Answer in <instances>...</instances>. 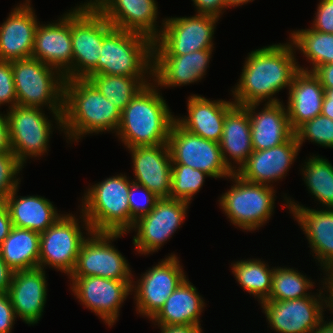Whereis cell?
<instances>
[{
    "mask_svg": "<svg viewBox=\"0 0 333 333\" xmlns=\"http://www.w3.org/2000/svg\"><path fill=\"white\" fill-rule=\"evenodd\" d=\"M55 22L38 24L32 58L59 70L65 80L73 79L71 9Z\"/></svg>",
    "mask_w": 333,
    "mask_h": 333,
    "instance_id": "cell-19",
    "label": "cell"
},
{
    "mask_svg": "<svg viewBox=\"0 0 333 333\" xmlns=\"http://www.w3.org/2000/svg\"><path fill=\"white\" fill-rule=\"evenodd\" d=\"M113 29L88 0L71 7L73 79H86L99 72L102 42Z\"/></svg>",
    "mask_w": 333,
    "mask_h": 333,
    "instance_id": "cell-7",
    "label": "cell"
},
{
    "mask_svg": "<svg viewBox=\"0 0 333 333\" xmlns=\"http://www.w3.org/2000/svg\"><path fill=\"white\" fill-rule=\"evenodd\" d=\"M316 10L311 28L333 34V0H320Z\"/></svg>",
    "mask_w": 333,
    "mask_h": 333,
    "instance_id": "cell-43",
    "label": "cell"
},
{
    "mask_svg": "<svg viewBox=\"0 0 333 333\" xmlns=\"http://www.w3.org/2000/svg\"><path fill=\"white\" fill-rule=\"evenodd\" d=\"M228 179L233 185L218 202L230 223L249 232L265 226L274 213L275 187L247 182L236 173Z\"/></svg>",
    "mask_w": 333,
    "mask_h": 333,
    "instance_id": "cell-6",
    "label": "cell"
},
{
    "mask_svg": "<svg viewBox=\"0 0 333 333\" xmlns=\"http://www.w3.org/2000/svg\"><path fill=\"white\" fill-rule=\"evenodd\" d=\"M254 0H224L226 8H235L247 4Z\"/></svg>",
    "mask_w": 333,
    "mask_h": 333,
    "instance_id": "cell-54",
    "label": "cell"
},
{
    "mask_svg": "<svg viewBox=\"0 0 333 333\" xmlns=\"http://www.w3.org/2000/svg\"><path fill=\"white\" fill-rule=\"evenodd\" d=\"M324 278H321L322 290L324 291L325 296V308L332 312L333 314V266H330L323 270ZM326 292V293H325ZM329 296V297H328Z\"/></svg>",
    "mask_w": 333,
    "mask_h": 333,
    "instance_id": "cell-46",
    "label": "cell"
},
{
    "mask_svg": "<svg viewBox=\"0 0 333 333\" xmlns=\"http://www.w3.org/2000/svg\"><path fill=\"white\" fill-rule=\"evenodd\" d=\"M204 301L197 288L186 278L150 321L157 326H201L200 315L206 307Z\"/></svg>",
    "mask_w": 333,
    "mask_h": 333,
    "instance_id": "cell-30",
    "label": "cell"
},
{
    "mask_svg": "<svg viewBox=\"0 0 333 333\" xmlns=\"http://www.w3.org/2000/svg\"><path fill=\"white\" fill-rule=\"evenodd\" d=\"M14 271L4 262L0 254V293H8Z\"/></svg>",
    "mask_w": 333,
    "mask_h": 333,
    "instance_id": "cell-50",
    "label": "cell"
},
{
    "mask_svg": "<svg viewBox=\"0 0 333 333\" xmlns=\"http://www.w3.org/2000/svg\"><path fill=\"white\" fill-rule=\"evenodd\" d=\"M219 144L225 164L236 173L253 151L249 114L245 106L234 104L227 111Z\"/></svg>",
    "mask_w": 333,
    "mask_h": 333,
    "instance_id": "cell-29",
    "label": "cell"
},
{
    "mask_svg": "<svg viewBox=\"0 0 333 333\" xmlns=\"http://www.w3.org/2000/svg\"><path fill=\"white\" fill-rule=\"evenodd\" d=\"M277 43L252 50L245 58L239 81L232 88L235 104L282 102L277 93L288 89L299 71L293 44ZM275 96V97H274Z\"/></svg>",
    "mask_w": 333,
    "mask_h": 333,
    "instance_id": "cell-1",
    "label": "cell"
},
{
    "mask_svg": "<svg viewBox=\"0 0 333 333\" xmlns=\"http://www.w3.org/2000/svg\"><path fill=\"white\" fill-rule=\"evenodd\" d=\"M315 282L293 267H274L272 288L266 300H293L309 297ZM308 291V292H307Z\"/></svg>",
    "mask_w": 333,
    "mask_h": 333,
    "instance_id": "cell-37",
    "label": "cell"
},
{
    "mask_svg": "<svg viewBox=\"0 0 333 333\" xmlns=\"http://www.w3.org/2000/svg\"><path fill=\"white\" fill-rule=\"evenodd\" d=\"M79 217L82 221L77 215L63 214L53 225L40 233L39 268L45 270L46 266H49L69 277L75 268L83 242L92 232L81 211ZM79 221L83 224H79Z\"/></svg>",
    "mask_w": 333,
    "mask_h": 333,
    "instance_id": "cell-9",
    "label": "cell"
},
{
    "mask_svg": "<svg viewBox=\"0 0 333 333\" xmlns=\"http://www.w3.org/2000/svg\"><path fill=\"white\" fill-rule=\"evenodd\" d=\"M232 273L243 290L252 295L258 303L265 301L271 292L274 267L261 259H241L233 262Z\"/></svg>",
    "mask_w": 333,
    "mask_h": 333,
    "instance_id": "cell-35",
    "label": "cell"
},
{
    "mask_svg": "<svg viewBox=\"0 0 333 333\" xmlns=\"http://www.w3.org/2000/svg\"><path fill=\"white\" fill-rule=\"evenodd\" d=\"M324 99H331V102H333V89L325 90Z\"/></svg>",
    "mask_w": 333,
    "mask_h": 333,
    "instance_id": "cell-55",
    "label": "cell"
},
{
    "mask_svg": "<svg viewBox=\"0 0 333 333\" xmlns=\"http://www.w3.org/2000/svg\"><path fill=\"white\" fill-rule=\"evenodd\" d=\"M18 191V188L13 190L5 200L14 227L42 233L63 215L58 214L49 199L38 195L18 196Z\"/></svg>",
    "mask_w": 333,
    "mask_h": 333,
    "instance_id": "cell-31",
    "label": "cell"
},
{
    "mask_svg": "<svg viewBox=\"0 0 333 333\" xmlns=\"http://www.w3.org/2000/svg\"><path fill=\"white\" fill-rule=\"evenodd\" d=\"M23 168L13 152L0 153V203H5L11 192L19 188L21 179L18 175Z\"/></svg>",
    "mask_w": 333,
    "mask_h": 333,
    "instance_id": "cell-40",
    "label": "cell"
},
{
    "mask_svg": "<svg viewBox=\"0 0 333 333\" xmlns=\"http://www.w3.org/2000/svg\"><path fill=\"white\" fill-rule=\"evenodd\" d=\"M206 177L211 176L187 165L172 164L170 198L191 203L192 198L195 197L204 185Z\"/></svg>",
    "mask_w": 333,
    "mask_h": 333,
    "instance_id": "cell-38",
    "label": "cell"
},
{
    "mask_svg": "<svg viewBox=\"0 0 333 333\" xmlns=\"http://www.w3.org/2000/svg\"><path fill=\"white\" fill-rule=\"evenodd\" d=\"M128 151L133 163L132 181L146 187L159 199L170 198L172 158L168 144L136 146Z\"/></svg>",
    "mask_w": 333,
    "mask_h": 333,
    "instance_id": "cell-21",
    "label": "cell"
},
{
    "mask_svg": "<svg viewBox=\"0 0 333 333\" xmlns=\"http://www.w3.org/2000/svg\"><path fill=\"white\" fill-rule=\"evenodd\" d=\"M325 316L323 315L318 325L314 327L310 333H333V320L325 321Z\"/></svg>",
    "mask_w": 333,
    "mask_h": 333,
    "instance_id": "cell-52",
    "label": "cell"
},
{
    "mask_svg": "<svg viewBox=\"0 0 333 333\" xmlns=\"http://www.w3.org/2000/svg\"><path fill=\"white\" fill-rule=\"evenodd\" d=\"M122 232H91L83 242L74 270L69 277L100 276L118 281H133L127 259L112 242L122 238Z\"/></svg>",
    "mask_w": 333,
    "mask_h": 333,
    "instance_id": "cell-12",
    "label": "cell"
},
{
    "mask_svg": "<svg viewBox=\"0 0 333 333\" xmlns=\"http://www.w3.org/2000/svg\"><path fill=\"white\" fill-rule=\"evenodd\" d=\"M189 205L179 199H158L154 208L138 218L129 231L137 232L132 240L135 251L146 256L161 249L183 224Z\"/></svg>",
    "mask_w": 333,
    "mask_h": 333,
    "instance_id": "cell-14",
    "label": "cell"
},
{
    "mask_svg": "<svg viewBox=\"0 0 333 333\" xmlns=\"http://www.w3.org/2000/svg\"><path fill=\"white\" fill-rule=\"evenodd\" d=\"M312 72L319 79L324 90L333 89V63L321 65Z\"/></svg>",
    "mask_w": 333,
    "mask_h": 333,
    "instance_id": "cell-47",
    "label": "cell"
},
{
    "mask_svg": "<svg viewBox=\"0 0 333 333\" xmlns=\"http://www.w3.org/2000/svg\"><path fill=\"white\" fill-rule=\"evenodd\" d=\"M47 277L42 268L14 271L8 290L16 317L30 325L42 318L47 302Z\"/></svg>",
    "mask_w": 333,
    "mask_h": 333,
    "instance_id": "cell-24",
    "label": "cell"
},
{
    "mask_svg": "<svg viewBox=\"0 0 333 333\" xmlns=\"http://www.w3.org/2000/svg\"><path fill=\"white\" fill-rule=\"evenodd\" d=\"M152 49L150 38L114 28L103 39L97 74L152 77Z\"/></svg>",
    "mask_w": 333,
    "mask_h": 333,
    "instance_id": "cell-8",
    "label": "cell"
},
{
    "mask_svg": "<svg viewBox=\"0 0 333 333\" xmlns=\"http://www.w3.org/2000/svg\"><path fill=\"white\" fill-rule=\"evenodd\" d=\"M175 116L159 88L151 81L121 112L115 135L125 148L168 144Z\"/></svg>",
    "mask_w": 333,
    "mask_h": 333,
    "instance_id": "cell-3",
    "label": "cell"
},
{
    "mask_svg": "<svg viewBox=\"0 0 333 333\" xmlns=\"http://www.w3.org/2000/svg\"><path fill=\"white\" fill-rule=\"evenodd\" d=\"M31 0H25L11 10L0 24V60L13 61L32 57L35 31L39 19Z\"/></svg>",
    "mask_w": 333,
    "mask_h": 333,
    "instance_id": "cell-23",
    "label": "cell"
},
{
    "mask_svg": "<svg viewBox=\"0 0 333 333\" xmlns=\"http://www.w3.org/2000/svg\"><path fill=\"white\" fill-rule=\"evenodd\" d=\"M151 78L95 74L86 79L122 112L138 92L152 81Z\"/></svg>",
    "mask_w": 333,
    "mask_h": 333,
    "instance_id": "cell-34",
    "label": "cell"
},
{
    "mask_svg": "<svg viewBox=\"0 0 333 333\" xmlns=\"http://www.w3.org/2000/svg\"><path fill=\"white\" fill-rule=\"evenodd\" d=\"M300 152L296 135L288 141L266 150H253L247 162L236 172L250 183L273 186L287 176V172ZM272 183V184H271Z\"/></svg>",
    "mask_w": 333,
    "mask_h": 333,
    "instance_id": "cell-22",
    "label": "cell"
},
{
    "mask_svg": "<svg viewBox=\"0 0 333 333\" xmlns=\"http://www.w3.org/2000/svg\"><path fill=\"white\" fill-rule=\"evenodd\" d=\"M303 166L302 179L310 195L323 208H333V165L322 156L310 155Z\"/></svg>",
    "mask_w": 333,
    "mask_h": 333,
    "instance_id": "cell-36",
    "label": "cell"
},
{
    "mask_svg": "<svg viewBox=\"0 0 333 333\" xmlns=\"http://www.w3.org/2000/svg\"><path fill=\"white\" fill-rule=\"evenodd\" d=\"M0 254L13 271L38 268L40 233L13 226L0 245Z\"/></svg>",
    "mask_w": 333,
    "mask_h": 333,
    "instance_id": "cell-32",
    "label": "cell"
},
{
    "mask_svg": "<svg viewBox=\"0 0 333 333\" xmlns=\"http://www.w3.org/2000/svg\"><path fill=\"white\" fill-rule=\"evenodd\" d=\"M8 104V109L17 105V95L13 80L11 61L0 60V106Z\"/></svg>",
    "mask_w": 333,
    "mask_h": 333,
    "instance_id": "cell-42",
    "label": "cell"
},
{
    "mask_svg": "<svg viewBox=\"0 0 333 333\" xmlns=\"http://www.w3.org/2000/svg\"><path fill=\"white\" fill-rule=\"evenodd\" d=\"M288 95L286 108L294 132L321 114L325 90L313 72L299 70L289 87Z\"/></svg>",
    "mask_w": 333,
    "mask_h": 333,
    "instance_id": "cell-28",
    "label": "cell"
},
{
    "mask_svg": "<svg viewBox=\"0 0 333 333\" xmlns=\"http://www.w3.org/2000/svg\"><path fill=\"white\" fill-rule=\"evenodd\" d=\"M259 105L260 103L245 105L249 114L253 150H266L288 141L295 132L290 126L283 101L266 102L261 111L258 110Z\"/></svg>",
    "mask_w": 333,
    "mask_h": 333,
    "instance_id": "cell-26",
    "label": "cell"
},
{
    "mask_svg": "<svg viewBox=\"0 0 333 333\" xmlns=\"http://www.w3.org/2000/svg\"><path fill=\"white\" fill-rule=\"evenodd\" d=\"M172 164L187 165L201 170L211 178H228L233 172L227 167L220 144L204 139L173 122L168 138Z\"/></svg>",
    "mask_w": 333,
    "mask_h": 333,
    "instance_id": "cell-15",
    "label": "cell"
},
{
    "mask_svg": "<svg viewBox=\"0 0 333 333\" xmlns=\"http://www.w3.org/2000/svg\"><path fill=\"white\" fill-rule=\"evenodd\" d=\"M298 144L308 140L325 148H333V120L322 114L305 122L296 131Z\"/></svg>",
    "mask_w": 333,
    "mask_h": 333,
    "instance_id": "cell-39",
    "label": "cell"
},
{
    "mask_svg": "<svg viewBox=\"0 0 333 333\" xmlns=\"http://www.w3.org/2000/svg\"><path fill=\"white\" fill-rule=\"evenodd\" d=\"M6 111L11 151L23 165L30 157L39 158L48 153L55 128L53 122L63 131L62 119H48L42 108L16 105Z\"/></svg>",
    "mask_w": 333,
    "mask_h": 333,
    "instance_id": "cell-11",
    "label": "cell"
},
{
    "mask_svg": "<svg viewBox=\"0 0 333 333\" xmlns=\"http://www.w3.org/2000/svg\"><path fill=\"white\" fill-rule=\"evenodd\" d=\"M12 152L9 138L8 119L0 112V153Z\"/></svg>",
    "mask_w": 333,
    "mask_h": 333,
    "instance_id": "cell-49",
    "label": "cell"
},
{
    "mask_svg": "<svg viewBox=\"0 0 333 333\" xmlns=\"http://www.w3.org/2000/svg\"><path fill=\"white\" fill-rule=\"evenodd\" d=\"M289 35L294 49L310 62V69L298 65L299 70L312 72L321 65L333 63V34L318 32L310 27L293 30Z\"/></svg>",
    "mask_w": 333,
    "mask_h": 333,
    "instance_id": "cell-33",
    "label": "cell"
},
{
    "mask_svg": "<svg viewBox=\"0 0 333 333\" xmlns=\"http://www.w3.org/2000/svg\"><path fill=\"white\" fill-rule=\"evenodd\" d=\"M187 102V116H176L175 121L195 135L220 143L226 113L235 102L210 100L197 94H191Z\"/></svg>",
    "mask_w": 333,
    "mask_h": 333,
    "instance_id": "cell-27",
    "label": "cell"
},
{
    "mask_svg": "<svg viewBox=\"0 0 333 333\" xmlns=\"http://www.w3.org/2000/svg\"><path fill=\"white\" fill-rule=\"evenodd\" d=\"M128 197L131 229L138 218L148 214L154 208V205L159 198L146 187L135 184L134 182L130 185Z\"/></svg>",
    "mask_w": 333,
    "mask_h": 333,
    "instance_id": "cell-41",
    "label": "cell"
},
{
    "mask_svg": "<svg viewBox=\"0 0 333 333\" xmlns=\"http://www.w3.org/2000/svg\"><path fill=\"white\" fill-rule=\"evenodd\" d=\"M16 318L8 293H0V333H12Z\"/></svg>",
    "mask_w": 333,
    "mask_h": 333,
    "instance_id": "cell-44",
    "label": "cell"
},
{
    "mask_svg": "<svg viewBox=\"0 0 333 333\" xmlns=\"http://www.w3.org/2000/svg\"><path fill=\"white\" fill-rule=\"evenodd\" d=\"M219 17L197 14L167 17L160 35L153 41L152 56H179L213 49V35Z\"/></svg>",
    "mask_w": 333,
    "mask_h": 333,
    "instance_id": "cell-10",
    "label": "cell"
},
{
    "mask_svg": "<svg viewBox=\"0 0 333 333\" xmlns=\"http://www.w3.org/2000/svg\"><path fill=\"white\" fill-rule=\"evenodd\" d=\"M215 49L179 56H152V82L161 89L199 82L206 75Z\"/></svg>",
    "mask_w": 333,
    "mask_h": 333,
    "instance_id": "cell-25",
    "label": "cell"
},
{
    "mask_svg": "<svg viewBox=\"0 0 333 333\" xmlns=\"http://www.w3.org/2000/svg\"><path fill=\"white\" fill-rule=\"evenodd\" d=\"M179 259L175 253H171L142 273L137 281L133 279L131 295L134 294L137 314L151 320L164 306L166 299L187 278Z\"/></svg>",
    "mask_w": 333,
    "mask_h": 333,
    "instance_id": "cell-13",
    "label": "cell"
},
{
    "mask_svg": "<svg viewBox=\"0 0 333 333\" xmlns=\"http://www.w3.org/2000/svg\"><path fill=\"white\" fill-rule=\"evenodd\" d=\"M284 206L305 234L318 266L323 270L333 266V208L312 209L287 197Z\"/></svg>",
    "mask_w": 333,
    "mask_h": 333,
    "instance_id": "cell-20",
    "label": "cell"
},
{
    "mask_svg": "<svg viewBox=\"0 0 333 333\" xmlns=\"http://www.w3.org/2000/svg\"><path fill=\"white\" fill-rule=\"evenodd\" d=\"M89 2L114 27L140 33L154 41L163 28L157 23L156 0H89ZM159 27V28H158Z\"/></svg>",
    "mask_w": 333,
    "mask_h": 333,
    "instance_id": "cell-18",
    "label": "cell"
},
{
    "mask_svg": "<svg viewBox=\"0 0 333 333\" xmlns=\"http://www.w3.org/2000/svg\"><path fill=\"white\" fill-rule=\"evenodd\" d=\"M120 120L121 112L87 79L65 80L62 124L70 143L93 133H116Z\"/></svg>",
    "mask_w": 333,
    "mask_h": 333,
    "instance_id": "cell-2",
    "label": "cell"
},
{
    "mask_svg": "<svg viewBox=\"0 0 333 333\" xmlns=\"http://www.w3.org/2000/svg\"><path fill=\"white\" fill-rule=\"evenodd\" d=\"M70 290L85 308L111 328L118 321L120 308L131 294L132 281H118L100 276L68 277Z\"/></svg>",
    "mask_w": 333,
    "mask_h": 333,
    "instance_id": "cell-16",
    "label": "cell"
},
{
    "mask_svg": "<svg viewBox=\"0 0 333 333\" xmlns=\"http://www.w3.org/2000/svg\"><path fill=\"white\" fill-rule=\"evenodd\" d=\"M132 183L120 173L86 188L80 210L93 232L129 233L128 194Z\"/></svg>",
    "mask_w": 333,
    "mask_h": 333,
    "instance_id": "cell-4",
    "label": "cell"
},
{
    "mask_svg": "<svg viewBox=\"0 0 333 333\" xmlns=\"http://www.w3.org/2000/svg\"><path fill=\"white\" fill-rule=\"evenodd\" d=\"M321 114L333 120V102H331V99L323 100Z\"/></svg>",
    "mask_w": 333,
    "mask_h": 333,
    "instance_id": "cell-53",
    "label": "cell"
},
{
    "mask_svg": "<svg viewBox=\"0 0 333 333\" xmlns=\"http://www.w3.org/2000/svg\"><path fill=\"white\" fill-rule=\"evenodd\" d=\"M161 333H204L202 326L194 325H171V326H158Z\"/></svg>",
    "mask_w": 333,
    "mask_h": 333,
    "instance_id": "cell-51",
    "label": "cell"
},
{
    "mask_svg": "<svg viewBox=\"0 0 333 333\" xmlns=\"http://www.w3.org/2000/svg\"><path fill=\"white\" fill-rule=\"evenodd\" d=\"M13 80L17 105L49 109L54 119H62L64 75L38 59L13 60Z\"/></svg>",
    "mask_w": 333,
    "mask_h": 333,
    "instance_id": "cell-5",
    "label": "cell"
},
{
    "mask_svg": "<svg viewBox=\"0 0 333 333\" xmlns=\"http://www.w3.org/2000/svg\"><path fill=\"white\" fill-rule=\"evenodd\" d=\"M12 221L5 203H0V245L12 229Z\"/></svg>",
    "mask_w": 333,
    "mask_h": 333,
    "instance_id": "cell-48",
    "label": "cell"
},
{
    "mask_svg": "<svg viewBox=\"0 0 333 333\" xmlns=\"http://www.w3.org/2000/svg\"><path fill=\"white\" fill-rule=\"evenodd\" d=\"M318 293L293 300H265L259 304L269 328L277 333H310L324 315L325 294ZM325 309V310H324Z\"/></svg>",
    "mask_w": 333,
    "mask_h": 333,
    "instance_id": "cell-17",
    "label": "cell"
},
{
    "mask_svg": "<svg viewBox=\"0 0 333 333\" xmlns=\"http://www.w3.org/2000/svg\"><path fill=\"white\" fill-rule=\"evenodd\" d=\"M197 14H208L221 18L226 11L224 0H192ZM225 10V11H224Z\"/></svg>",
    "mask_w": 333,
    "mask_h": 333,
    "instance_id": "cell-45",
    "label": "cell"
}]
</instances>
